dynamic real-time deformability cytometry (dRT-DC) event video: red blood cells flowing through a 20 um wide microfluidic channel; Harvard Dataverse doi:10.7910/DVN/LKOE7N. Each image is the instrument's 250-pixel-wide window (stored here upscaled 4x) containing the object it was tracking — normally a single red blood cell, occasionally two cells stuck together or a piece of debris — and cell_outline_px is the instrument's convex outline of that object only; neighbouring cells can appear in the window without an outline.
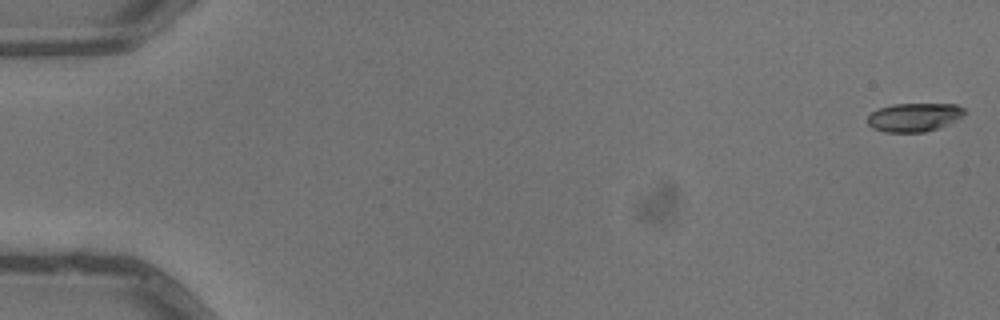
{"species": "common noctule bat (a hibernating species)", "species_latin": "Nyctalus noctula", "temperature_condition": "warm", "stored_images_in_passage": 3, "camera_frame_rate_fps": 3000, "um_per_image_px": 0.085, "animal": {"sex": "male", "body_mass_g": 13.3}, "frame": {"image": 1, "passage_image": 1, "time_ms": 0.0, "image_size_px": [1000, 320], "cell_outline_px": [[964, 116], [940, 128], [924, 132], [884, 132], [872, 128], [868, 124], [868, 116], [872, 112], [880, 108], [892, 104], [956, 104], [964, 108]], "centroid_in_image_um": [77.71, 9.97], "position_along_channel_um": 7.3, "area_um2": 16.18}}
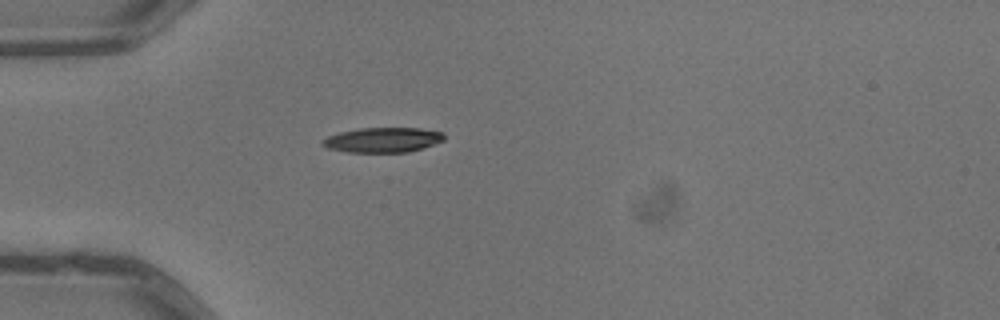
{"frame": {"image": 2, "passage_image": 3, "time_ms": 0.667, "image_size_px": [1000, 320], "cell_outline_px": [[444, 140], [424, 148], [408, 152], [348, 152], [328, 148], [320, 144], [320, 140], [328, 136], [340, 132], [360, 128], [420, 128], [444, 132]], "centroid_in_image_um": [32.54, 11.89], "position_along_channel_um": 52.5, "area_um2": 17.74}}